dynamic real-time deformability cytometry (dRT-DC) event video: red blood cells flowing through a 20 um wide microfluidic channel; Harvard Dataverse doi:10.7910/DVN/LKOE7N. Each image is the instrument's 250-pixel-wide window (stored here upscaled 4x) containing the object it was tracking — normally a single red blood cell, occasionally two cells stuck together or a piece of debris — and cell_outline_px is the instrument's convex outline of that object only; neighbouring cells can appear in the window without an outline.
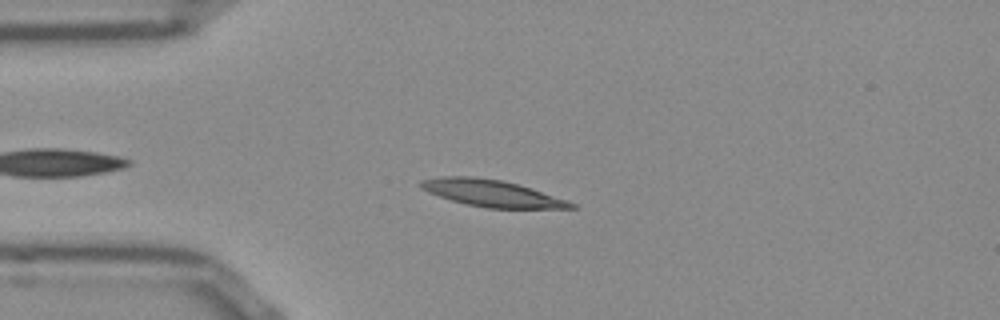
{"species": "Egyptian fruit bat (a non-hibernating species)", "species_latin": "Rousettus aegyptiacus", "temperature_condition": "room temperature", "stored_images_in_passage": 44, "camera_frame_rate_fps": 3000, "um_per_image_px": 0.085, "frame": {"image": 1, "passage_image": 7, "time_ms": 2.0, "image_size_px": [1000, 320], "cell_outline_px": [[580, 208], [488, 208], [468, 204], [452, 200], [428, 192], [420, 188], [420, 180], [444, 176], [472, 176], [500, 180], [520, 184], [568, 200], [576, 204]], "centroid_in_image_um": [41.84, 16.42], "position_along_channel_um": 43.2, "area_um2": 23.35}}
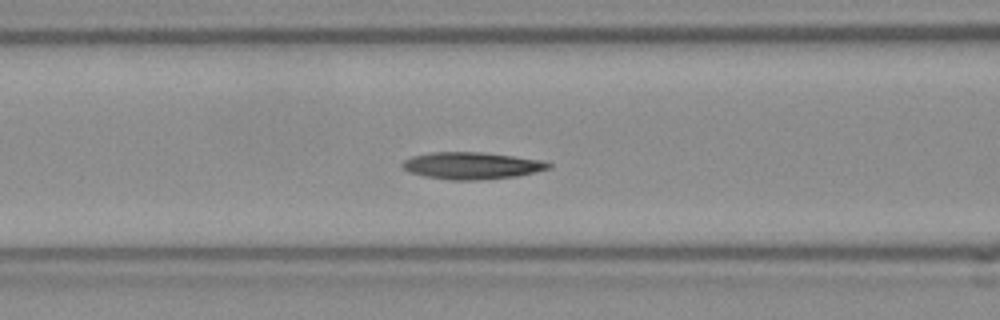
{"frame": {"image": 2, "passage_image": 15, "time_ms": 4.667, "image_size_px": [1000, 320], "cell_outline_px": [[552, 168], [516, 176], [480, 180], [448, 180], [424, 176], [412, 172], [404, 168], [400, 164], [404, 160], [412, 156], [432, 152], [480, 152], [544, 160], [552, 164]], "centroid_in_image_um": [40.12, 14.08], "position_along_channel_um": 126.5, "area_um2": 22.95}}
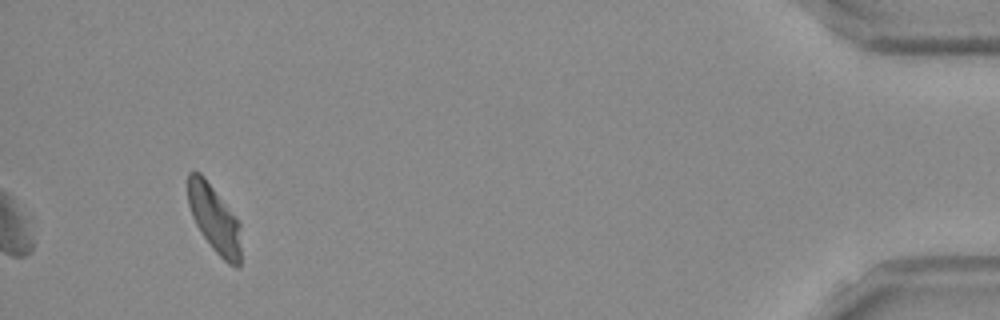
{"frame": {"image": 3, "passage_image": 44, "time_ms": 14.333, "image_size_px": [1000, 320], "cell_outline_px": [[240, 264], [236, 268], [228, 264], [212, 248], [196, 224], [192, 216], [188, 204], [188, 172], [200, 172], [204, 176], [240, 224]], "centroid_in_image_um": [18.21, 18.62], "position_along_channel_um": 417.0, "area_um2": 20.4}, "authors_computed_cell_mechanics": {"area_um2": 22.5131, "velocity_mm_per_s": 3.8062, "shape_relaxation_time_tau1_ms": 7.7721, "shape_relaxation_time_tau2_ms": 4.0377, "deformation_change_tau1": 0.2211, "deformation_change_tau2": 0.1069}}